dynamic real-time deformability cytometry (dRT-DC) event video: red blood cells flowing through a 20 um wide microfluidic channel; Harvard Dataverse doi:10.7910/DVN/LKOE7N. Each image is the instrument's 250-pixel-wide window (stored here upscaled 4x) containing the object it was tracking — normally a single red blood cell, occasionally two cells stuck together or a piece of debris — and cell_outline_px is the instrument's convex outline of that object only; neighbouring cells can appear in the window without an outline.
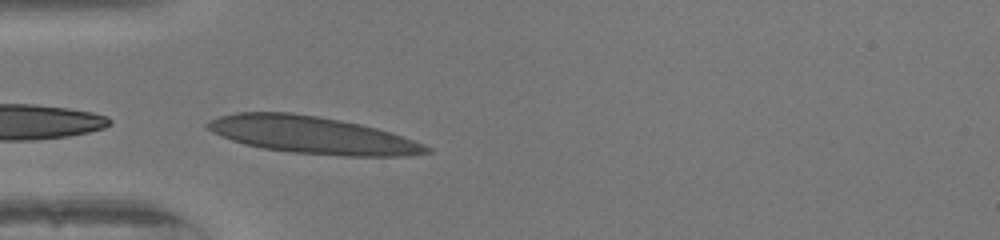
{"species": "human", "species_latin": "Homo sapiens", "temperature_condition": "warm", "stored_images_in_passage": 35, "camera_frame_rate_fps": 3000, "um_per_image_px": 0.085, "donor": {"sex": "female"}, "frame": {"image": 1, "passage_image": 1, "time_ms": 0.0, "image_size_px": [1000, 240], "cell_outline_px": [[432, 152], [404, 156], [344, 156], [288, 152], [264, 148], [244, 144], [232, 140], [212, 132], [204, 124], [220, 116], [236, 112], [292, 112], [340, 120], [360, 124], [376, 128], [424, 144], [432, 148]], "centroid_in_image_um": [26.53, 11.48], "position_along_channel_um": 58.5, "area_um2": 47.16}}
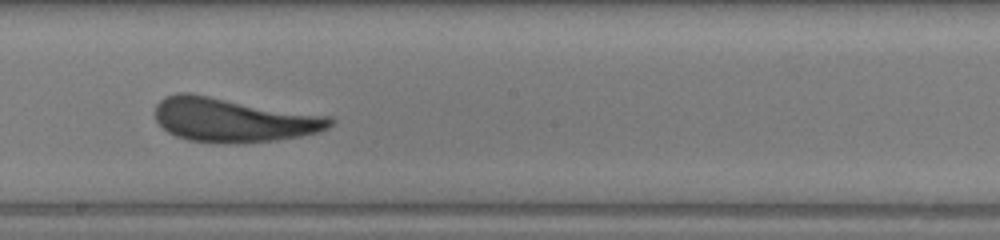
{"frame": {"image": 2, "passage_image": 14, "time_ms": 4.333, "image_size_px": [1000, 240], "cell_outline_px": [[336, 120], [328, 128], [320, 132], [300, 136], [276, 140], [188, 140], [176, 136], [168, 132], [156, 120], [156, 104], [164, 96], [176, 92], [188, 92], [332, 116]], "centroid_in_image_um": [19.86, 10.13], "position_along_channel_um": 228.3, "area_um2": 44.1}}
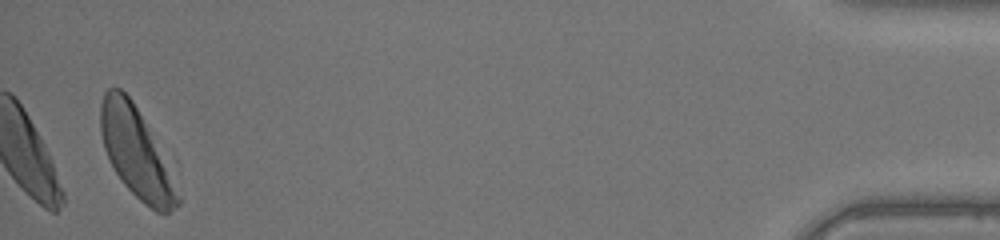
{"frame": {"image": 3, "passage_image": 35, "time_ms": 11.333, "image_size_px": [1000, 240], "cell_outline_px": [[180, 204], [168, 212], [156, 212], [144, 204], [124, 184], [116, 172], [104, 148], [100, 132], [100, 104], [104, 92], [108, 88], [120, 88], [132, 100], [176, 156], [180, 200]], "centroid_in_image_um": [11.78, 12.96], "position_along_channel_um": 423.4, "area_um2": 43.64}, "authors_computed_cell_mechanics": {"area_um2": 43.061, "velocity_mm_per_s": 4.0363, "shape_relaxation_time_tau1_ms": 3.4605, "shape_relaxation_time_tau2_ms": 0.7512, "deformation_change_tau1": 0.1495, "deformation_change_tau2": 0.0793}}